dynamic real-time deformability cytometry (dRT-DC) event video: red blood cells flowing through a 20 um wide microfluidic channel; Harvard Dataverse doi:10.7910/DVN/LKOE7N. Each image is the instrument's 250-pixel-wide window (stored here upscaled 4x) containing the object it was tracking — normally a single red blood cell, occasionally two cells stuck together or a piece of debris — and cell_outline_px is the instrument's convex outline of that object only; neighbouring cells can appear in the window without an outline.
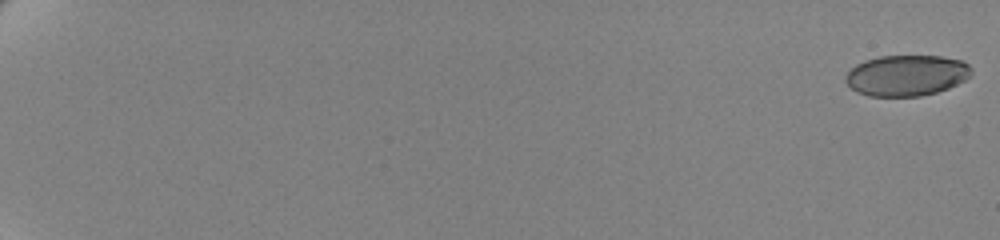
{"species": "human", "species_latin": "Homo sapiens", "temperature_condition": "cold", "stored_images_in_passage": 24, "camera_frame_rate_fps": 3000, "um_per_image_px": 0.085, "donor": {"sex": "female"}, "frame": {"image": 1, "passage_image": 1, "time_ms": 0.0, "image_size_px": [1000, 240], "cell_outline_px": [[972, 76], [948, 88], [936, 92], [920, 96], [868, 96], [856, 92], [844, 80], [844, 76], [856, 64], [864, 60], [880, 56], [940, 56], [960, 60], [968, 64], [972, 68]], "centroid_in_image_um": [77.05, 6.41], "position_along_channel_um": 8.0, "area_um2": 30.06}}
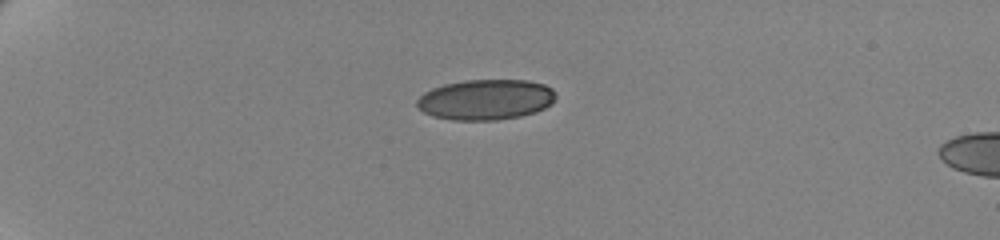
{"frame": {"image": 2, "passage_image": 19, "time_ms": 6.0, "image_size_px": [1000, 240], "cell_outline_px": [[556, 100], [552, 104], [536, 112], [520, 116], [496, 120], [452, 120], [432, 116], [424, 112], [416, 104], [416, 100], [424, 92], [432, 88], [444, 84], [464, 80], [528, 80], [544, 84], [552, 88], [556, 92]], "centroid_in_image_um": [41.31, 8.46], "position_along_channel_um": 43.7, "area_um2": 33.0}}